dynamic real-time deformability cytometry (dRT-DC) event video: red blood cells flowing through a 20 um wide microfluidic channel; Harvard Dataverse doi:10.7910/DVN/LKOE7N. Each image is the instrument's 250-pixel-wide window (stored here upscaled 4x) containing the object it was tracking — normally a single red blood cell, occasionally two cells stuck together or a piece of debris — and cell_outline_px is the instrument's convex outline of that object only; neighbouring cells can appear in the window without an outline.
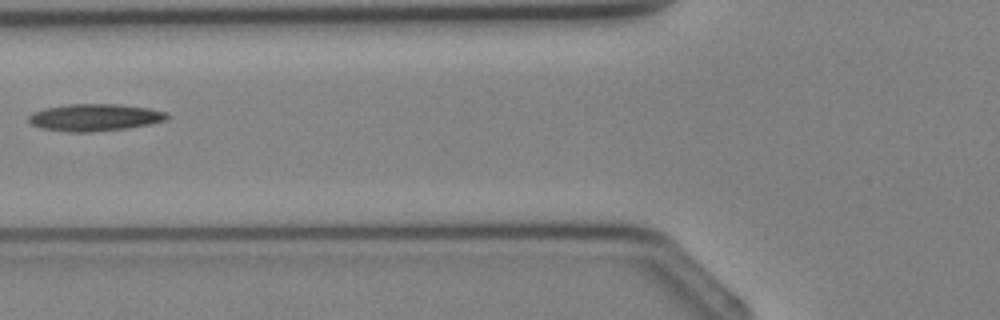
{"species": "Egyptian fruit bat (a non-hibernating species)", "species_latin": "Rousettus aegyptiacus", "temperature_condition": "cold", "stored_images_in_passage": 3, "camera_frame_rate_fps": 3000, "um_per_image_px": 0.085, "animal": {"sex": "female"}, "frame": {"image": 1, "passage_image": 3, "time_ms": 3.333, "image_size_px": [1000, 320], "cell_outline_px": [[168, 120], [152, 124], [128, 128], [92, 132], [68, 132], [40, 128], [32, 124], [28, 120], [28, 116], [32, 112], [44, 108], [68, 104], [116, 104], [148, 108], [168, 112]], "centroid_in_image_um": [8.06, 9.98], "position_along_channel_um": 117.7, "area_um2": 22.08}}